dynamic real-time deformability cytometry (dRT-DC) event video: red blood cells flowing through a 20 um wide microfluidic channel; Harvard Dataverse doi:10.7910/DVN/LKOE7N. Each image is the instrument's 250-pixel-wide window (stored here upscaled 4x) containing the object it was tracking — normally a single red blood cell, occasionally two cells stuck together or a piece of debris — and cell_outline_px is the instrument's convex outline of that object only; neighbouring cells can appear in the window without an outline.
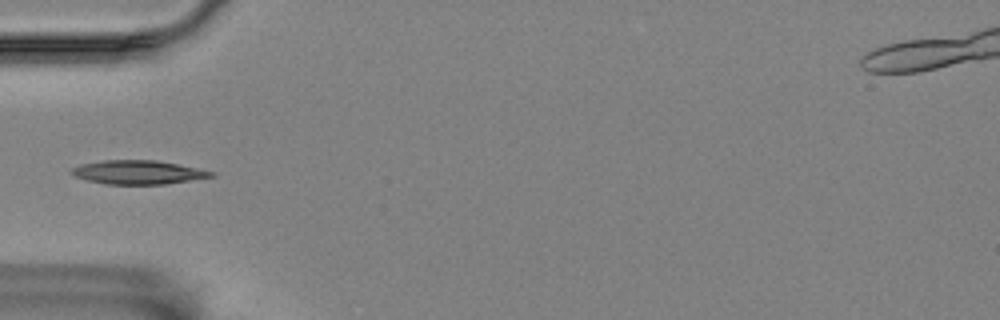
{"species": "Egyptian fruit bat (a non-hibernating species)", "species_latin": "Rousettus aegyptiacus", "temperature_condition": "room temperature", "stored_images_in_passage": 39, "camera_frame_rate_fps": 3000, "um_per_image_px": 0.085, "animal": {"sex": "female"}, "frame": {"image": 1, "passage_image": 1, "time_ms": 0.0, "image_size_px": [1000, 320], "cell_outline_px": [[216, 176], [164, 184], [104, 184], [88, 180], [76, 176], [68, 172], [72, 168], [80, 164], [104, 160], [156, 160], [180, 164], [216, 172]], "centroid_in_image_um": [11.75, 14.63], "position_along_channel_um": 73.2, "area_um2": 19.42}}
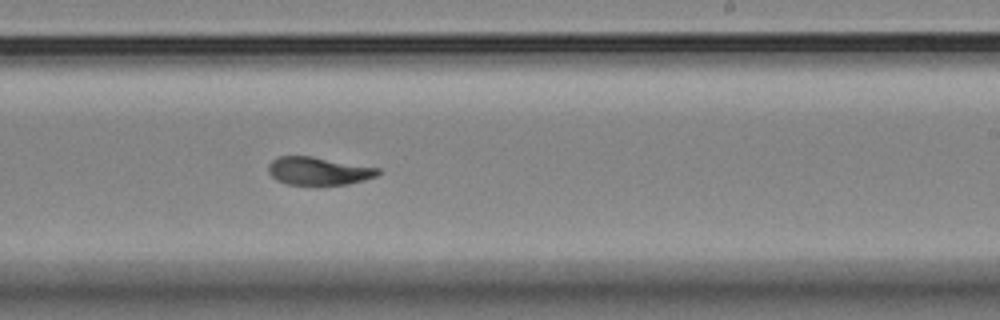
{"frame": {"image": 2, "passage_image": 17, "time_ms": 5.333, "image_size_px": [1000, 320], "cell_outline_px": [[380, 172], [376, 176], [364, 180], [348, 184], [320, 188], [312, 188], [288, 184], [276, 180], [268, 172], [268, 164], [272, 160], [280, 156], [312, 156], [380, 168]], "centroid_in_image_um": [27.06, 14.59], "position_along_channel_um": 261.9, "area_um2": 18.73}}
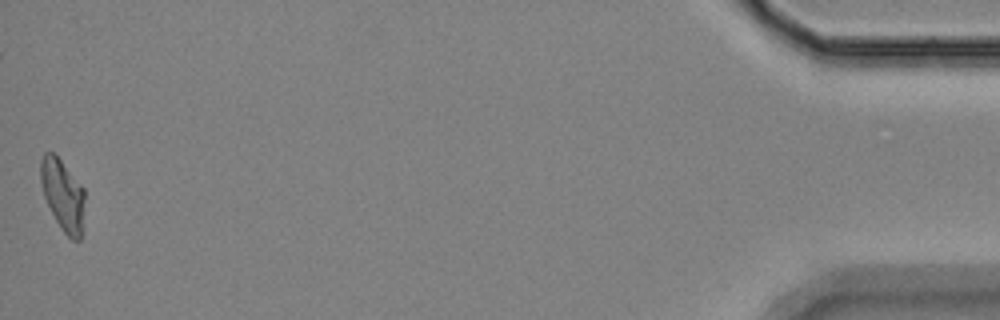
{"frame": {"image": 3, "passage_image": 39, "time_ms": 12.667, "image_size_px": [1000, 320], "cell_outline_px": [[84, 200], [80, 240], [72, 240], [64, 232], [56, 220], [44, 196], [40, 180], [40, 160], [44, 152], [52, 152], [60, 160], [84, 188]], "centroid_in_image_um": [5.32, 16.54], "position_along_channel_um": 429.9, "area_um2": 17.92}}